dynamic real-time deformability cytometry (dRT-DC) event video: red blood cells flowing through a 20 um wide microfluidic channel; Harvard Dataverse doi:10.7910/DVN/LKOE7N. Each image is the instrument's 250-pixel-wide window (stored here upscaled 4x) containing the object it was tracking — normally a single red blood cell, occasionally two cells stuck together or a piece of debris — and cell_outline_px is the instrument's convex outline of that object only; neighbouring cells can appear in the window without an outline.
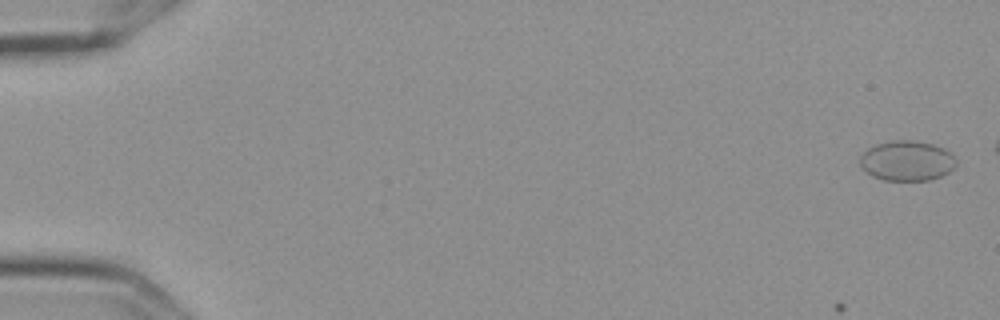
{"species": "Egyptian fruit bat (a non-hibernating species)", "species_latin": "Rousettus aegyptiacus", "temperature_condition": "cold", "stored_images_in_passage": 11, "camera_frame_rate_fps": 3000, "um_per_image_px": 0.085, "frame": {"image": 1, "passage_image": 1, "time_ms": 0.0, "image_size_px": [1000, 320], "cell_outline_px": [[956, 164], [948, 172], [940, 176], [928, 180], [884, 180], [872, 176], [860, 164], [860, 156], [868, 148], [876, 144], [892, 140], [912, 140], [932, 144], [944, 148], [956, 160]], "centroid_in_image_um": [77.07, 13.66], "position_along_channel_um": 7.9, "area_um2": 22.2}}
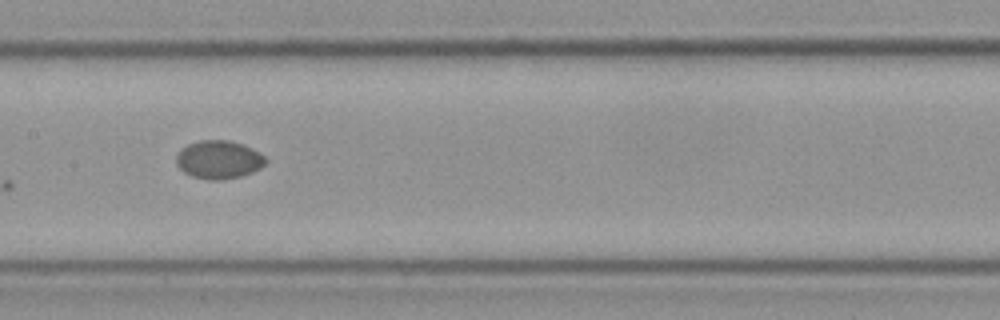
{"frame": {"image": 2, "passage_image": 9, "time_ms": 2.667, "image_size_px": [1000, 320], "cell_outline_px": [[268, 160], [260, 168], [252, 172], [240, 176], [220, 180], [208, 180], [192, 176], [184, 172], [176, 164], [176, 156], [188, 144], [200, 140], [228, 140], [240, 144], [264, 156]], "centroid_in_image_um": [18.57, 13.58], "position_along_channel_um": 188.8, "area_um2": 19.54}}
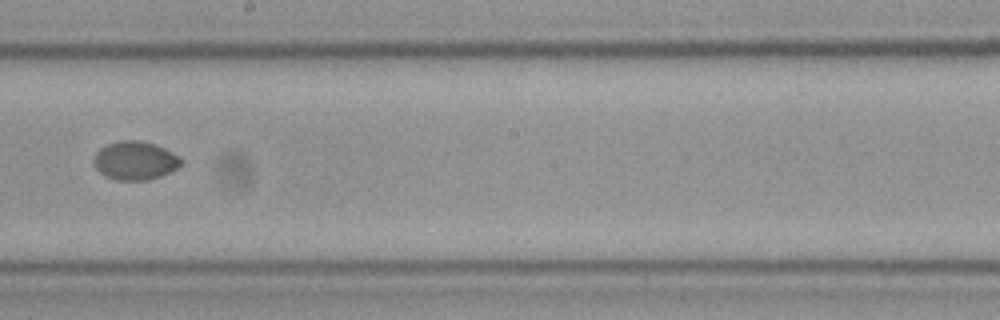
{"frame": {"image": 3, "passage_image": 10, "time_ms": 3.0, "image_size_px": [1000, 320], "cell_outline_px": [[184, 160], [176, 168], [160, 176], [148, 180], [116, 180], [104, 176], [92, 164], [92, 160], [96, 152], [100, 148], [108, 144], [120, 140], [140, 140], [156, 144], [180, 156]], "centroid_in_image_um": [11.46, 13.64], "position_along_channel_um": 236.7, "area_um2": 19.77}}